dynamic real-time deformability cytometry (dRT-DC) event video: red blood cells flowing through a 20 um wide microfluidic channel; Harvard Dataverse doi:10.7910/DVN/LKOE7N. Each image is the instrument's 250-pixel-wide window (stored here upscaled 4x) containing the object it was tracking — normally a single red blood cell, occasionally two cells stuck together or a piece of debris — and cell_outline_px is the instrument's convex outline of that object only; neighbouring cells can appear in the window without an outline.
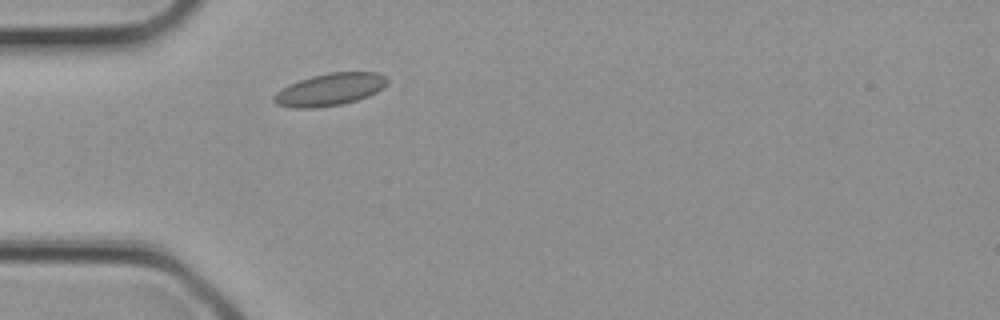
{"species": "common noctule bat (a hibernating species)", "species_latin": "Nyctalus noctula", "temperature_condition": "cold", "stored_images_in_passage": 1, "camera_frame_rate_fps": 3000, "um_per_image_px": 0.085, "animal": {"sex": "female", "body_mass_g": 21.9}, "frame": {"image": 1, "passage_image": 1, "time_ms": 0.0, "image_size_px": [1000, 320], "cell_outline_px": [[388, 84], [384, 88], [368, 96], [344, 104], [316, 108], [296, 108], [276, 104], [272, 100], [272, 96], [276, 92], [300, 80], [312, 76], [328, 72], [376, 72], [384, 76], [388, 80]], "centroid_in_image_um": [28.06, 7.61], "position_along_channel_um": 56.9, "area_um2": 21.33}}